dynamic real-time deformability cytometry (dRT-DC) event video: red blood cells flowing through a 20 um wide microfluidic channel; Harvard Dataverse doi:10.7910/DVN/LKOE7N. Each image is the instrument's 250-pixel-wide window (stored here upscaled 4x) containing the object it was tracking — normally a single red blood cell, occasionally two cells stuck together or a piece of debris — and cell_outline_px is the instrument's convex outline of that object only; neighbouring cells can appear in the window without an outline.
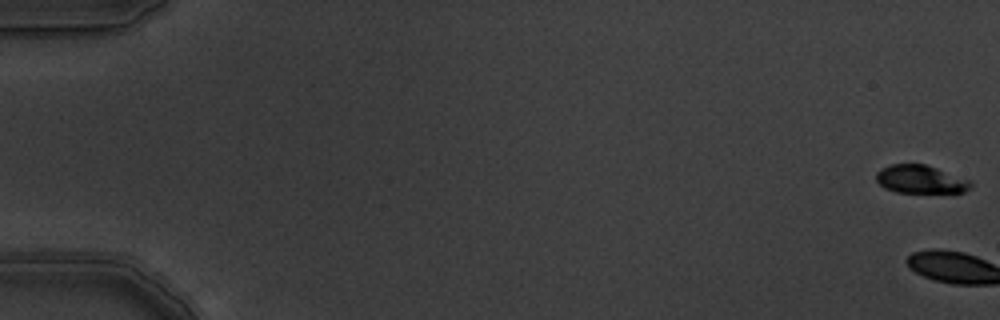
{"species": "common noctule bat (a hibernating species)", "species_latin": "Nyctalus noctula", "temperature_condition": "warm", "stored_images_in_passage": 7, "camera_frame_rate_fps": 3000, "um_per_image_px": 0.085, "animal": {"sex": "male", "body_mass_g": 19.5, "forearm_length_mm": 54.6}, "frame": {"image": 1, "passage_image": 1, "time_ms": 0.0, "image_size_px": [1000, 320], "cell_outline_px": [[972, 188], [964, 192], [896, 192], [884, 188], [876, 180], [876, 172], [880, 168], [892, 164], [924, 164], [972, 180]], "centroid_in_image_um": [78.25, 15.24], "position_along_channel_um": 6.7, "area_um2": 15.55}}
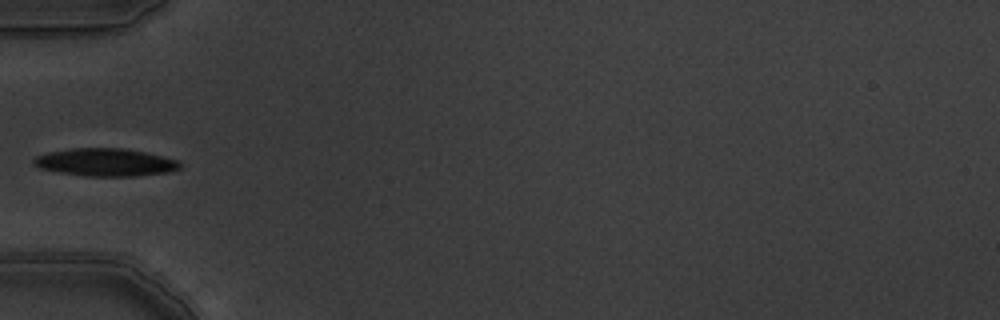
{"frame": {"image": 2, "passage_image": 7, "time_ms": 2.0, "image_size_px": [1000, 320], "cell_outline_px": [[184, 164], [180, 168], [168, 172], [136, 176], [88, 176], [60, 172], [40, 168], [32, 164], [32, 160], [36, 156], [48, 152], [72, 148], [124, 148], [144, 152], [176, 160]], "centroid_in_image_um": [8.95, 13.79], "position_along_channel_um": 76.1, "area_um2": 23.52}}